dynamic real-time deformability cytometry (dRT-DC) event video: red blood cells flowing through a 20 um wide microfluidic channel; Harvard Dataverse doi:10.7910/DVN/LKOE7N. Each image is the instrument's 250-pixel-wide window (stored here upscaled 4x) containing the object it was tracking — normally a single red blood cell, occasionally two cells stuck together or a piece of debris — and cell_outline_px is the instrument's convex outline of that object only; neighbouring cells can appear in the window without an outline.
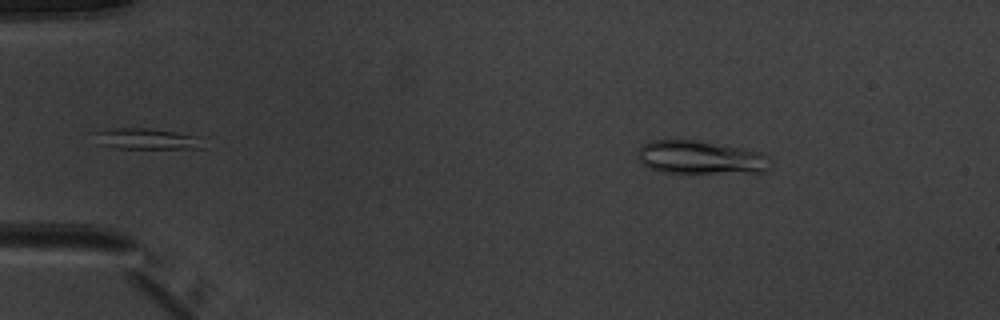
{"species": "common noctule bat (a hibernating species)", "species_latin": "Nyctalus noctula", "temperature_condition": "warm", "stored_images_in_passage": 45, "camera_frame_rate_fps": 3000, "um_per_image_px": 0.085, "animal": {"sex": "male", "body_mass_g": 20.1, "forearm_length_mm": 53.5}, "frame": {"image": 1, "passage_image": 2, "time_ms": 0.333, "image_size_px": [1000, 320], "cell_outline_px": [[768, 168], [764, 172], [660, 172], [648, 168], [636, 160], [636, 148], [652, 140], [700, 140], [744, 148], [760, 152], [764, 156]], "centroid_in_image_um": [59.4, 13.36], "position_along_channel_um": 25.6, "area_um2": 25.66}}
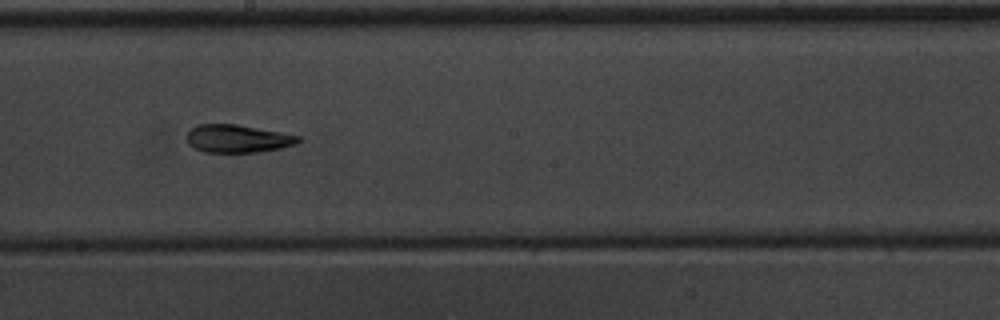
{"frame": {"image": 2, "passage_image": 23, "time_ms": 7.333, "image_size_px": [1000, 320], "cell_outline_px": [[304, 140], [296, 144], [280, 148], [256, 152], [204, 152], [188, 144], [188, 132], [196, 124], [236, 124], [280, 132], [300, 136]], "centroid_in_image_um": [20.23, 11.78], "position_along_channel_um": 228.0, "area_um2": 18.03}}
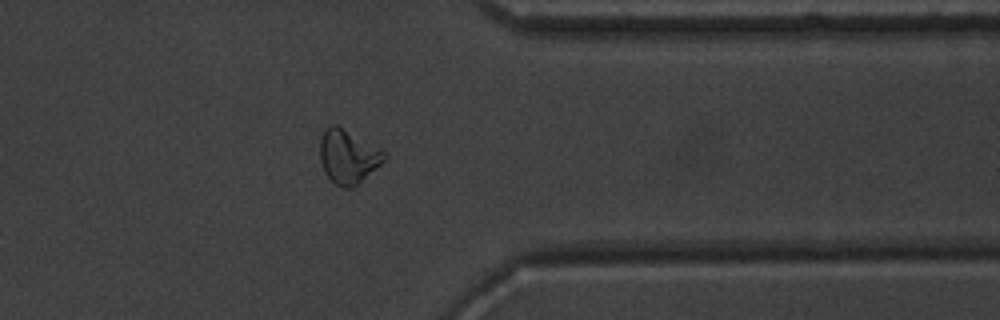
{"frame": {"image": 3, "passage_image": 35, "time_ms": 11.333, "image_size_px": [1000, 320], "cell_outline_px": [[388, 156], [380, 164], [352, 188], [344, 188], [336, 184], [324, 172], [320, 160], [320, 140], [324, 128], [328, 124], [336, 124], [384, 152]], "centroid_in_image_um": [29.53, 13.29], "position_along_channel_um": 381.9, "area_um2": 19.71}, "authors_computed_cell_mechanics": {"area_um2": 19.1896, "velocity_mm_per_s": 4.0111, "shape_relaxation_time_tau1_ms": 6.4155, "shape_relaxation_time_tau2_ms": 3.4622, "deformation_change_tau1": 0.1833, "deformation_change_tau2": 0.103}}